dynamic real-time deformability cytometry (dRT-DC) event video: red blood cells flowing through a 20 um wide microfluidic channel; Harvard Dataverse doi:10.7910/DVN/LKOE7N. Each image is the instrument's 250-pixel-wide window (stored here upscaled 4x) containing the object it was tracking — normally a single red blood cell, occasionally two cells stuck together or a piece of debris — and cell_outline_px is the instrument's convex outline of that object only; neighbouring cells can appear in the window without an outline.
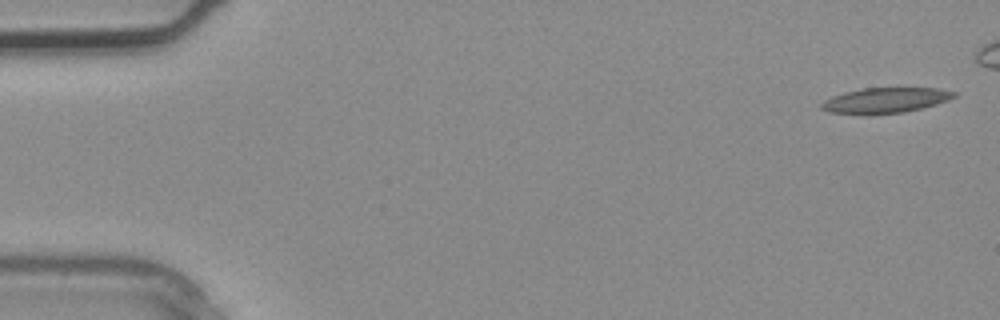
{"species": "common noctule bat (a hibernating species)", "species_latin": "Nyctalus noctula", "temperature_condition": "warm", "stored_images_in_passage": 4, "camera_frame_rate_fps": 3000, "um_per_image_px": 0.085, "animal": {"sex": "male", "body_mass_g": 20.4}, "frame": {"image": 1, "passage_image": 1, "time_ms": 0.0, "image_size_px": [1000, 320], "cell_outline_px": [[956, 96], [948, 100], [924, 108], [904, 112], [828, 112], [820, 108], [820, 104], [824, 100], [832, 96], [844, 92], [864, 88], [936, 88], [956, 92]], "centroid_in_image_um": [75.29, 8.49], "position_along_channel_um": 9.7, "area_um2": 18.9}}
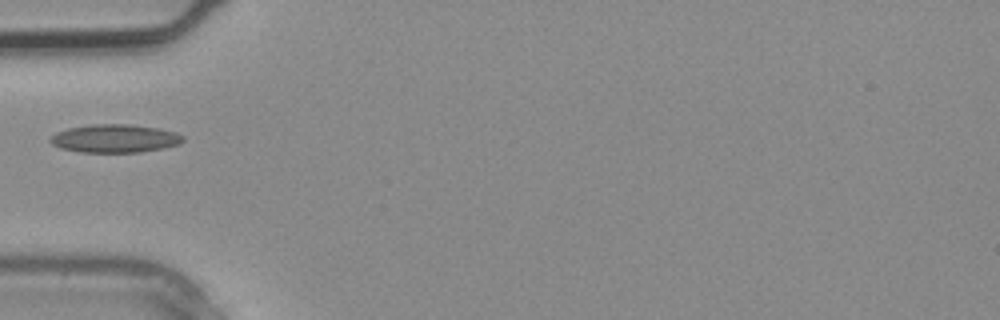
{"frame": {"image": 2, "passage_image": 4, "time_ms": 1.0, "image_size_px": [1000, 320], "cell_outline_px": [[184, 140], [180, 144], [164, 148], [140, 152], [80, 152], [60, 148], [52, 144], [48, 140], [56, 132], [68, 128], [92, 124], [128, 124], [160, 128], [176, 132], [184, 136]], "centroid_in_image_um": [9.78, 11.77], "position_along_channel_um": 75.2, "area_um2": 21.96}}